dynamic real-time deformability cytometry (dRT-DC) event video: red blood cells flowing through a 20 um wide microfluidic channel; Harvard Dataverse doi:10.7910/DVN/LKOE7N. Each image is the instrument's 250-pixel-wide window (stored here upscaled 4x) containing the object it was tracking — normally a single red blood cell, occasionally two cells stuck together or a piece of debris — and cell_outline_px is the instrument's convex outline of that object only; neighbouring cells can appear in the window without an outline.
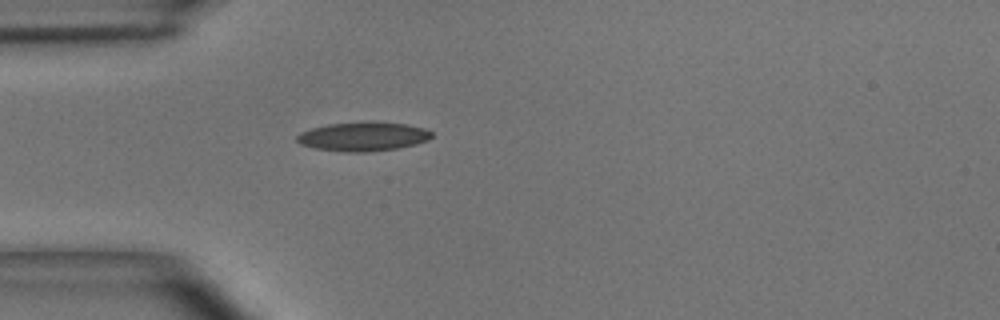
{"species": "common noctule bat (a hibernating species)", "species_latin": "Nyctalus noctula", "temperature_condition": "room temperature", "stored_images_in_passage": 3, "camera_frame_rate_fps": 3000, "um_per_image_px": 0.085, "animal": {"sex": "male", "body_mass_g": 15.6}, "frame": {"image": 1, "passage_image": 3, "time_ms": 0.667, "image_size_px": [1000, 320], "cell_outline_px": [[432, 136], [428, 140], [416, 144], [396, 148], [364, 152], [348, 152], [316, 148], [300, 144], [296, 140], [296, 136], [300, 132], [312, 128], [328, 124], [372, 120], [408, 124], [424, 128], [432, 132]], "centroid_in_image_um": [30.88, 11.58], "position_along_channel_um": 54.1, "area_um2": 23.0}}